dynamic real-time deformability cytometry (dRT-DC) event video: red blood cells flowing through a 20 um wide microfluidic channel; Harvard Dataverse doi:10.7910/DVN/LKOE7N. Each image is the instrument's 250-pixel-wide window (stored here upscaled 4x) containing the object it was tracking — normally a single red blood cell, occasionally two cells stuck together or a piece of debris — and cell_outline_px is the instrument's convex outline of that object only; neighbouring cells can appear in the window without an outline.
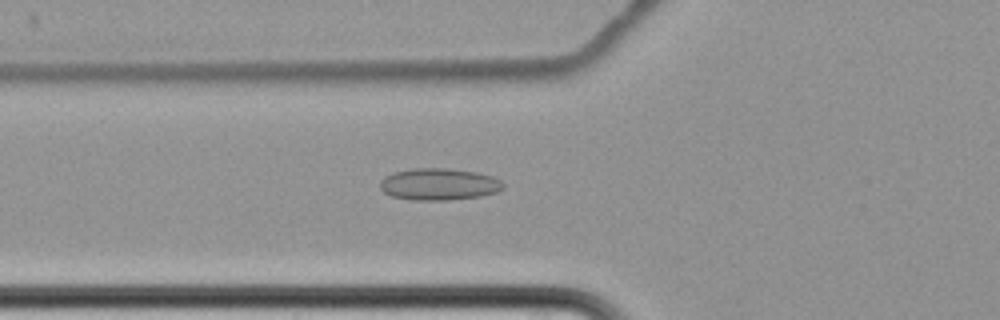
{"species": "common noctule bat (a hibernating species)", "species_latin": "Nyctalus noctula", "temperature_condition": "cold", "stored_images_in_passage": 7, "camera_frame_rate_fps": 3000, "um_per_image_px": 0.085, "animal": {"sex": "female", "body_mass_g": 22.7, "forearm_length_mm": 54.2}, "frame": {"image": 1, "passage_image": 7, "time_ms": 8.0, "image_size_px": [1000, 320], "cell_outline_px": [[504, 188], [496, 192], [480, 196], [448, 200], [416, 200], [392, 196], [384, 192], [380, 188], [380, 180], [384, 176], [392, 172], [412, 168], [448, 168], [476, 172], [492, 176], [500, 180], [504, 184]], "centroid_in_image_um": [37.29, 15.65], "position_along_channel_um": 88.5, "area_um2": 22.95}}